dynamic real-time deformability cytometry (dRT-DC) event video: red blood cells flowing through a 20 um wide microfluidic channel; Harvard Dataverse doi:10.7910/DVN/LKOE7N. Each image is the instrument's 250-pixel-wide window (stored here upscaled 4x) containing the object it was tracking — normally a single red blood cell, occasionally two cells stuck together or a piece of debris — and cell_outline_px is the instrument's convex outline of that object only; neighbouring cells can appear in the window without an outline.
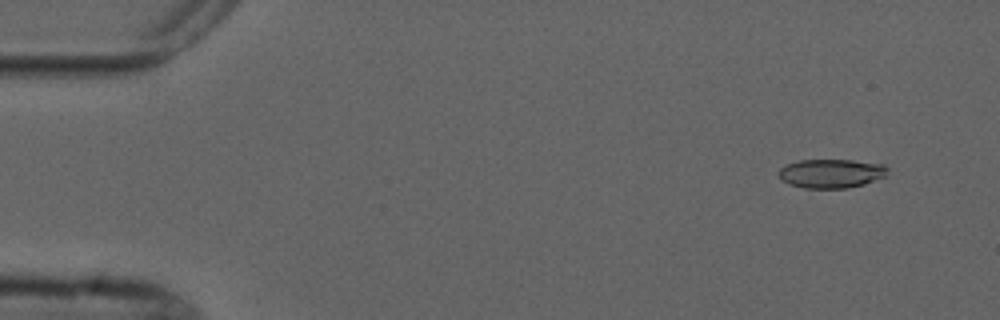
{"species": "common noctule bat (a hibernating species)", "species_latin": "Nyctalus noctula", "temperature_condition": "cold", "stored_images_in_passage": 7, "camera_frame_rate_fps": 3000, "um_per_image_px": 0.085, "animal": {"sex": "male", "forearm_length_mm": 52.5}, "frame": {"image": 1, "passage_image": 1, "time_ms": 0.0, "image_size_px": [1000, 320], "cell_outline_px": [[888, 168], [884, 176], [864, 184], [848, 188], [804, 188], [788, 184], [780, 180], [780, 168], [788, 164], [800, 160], [852, 160], [884, 164]], "centroid_in_image_um": [70.64, 14.74], "position_along_channel_um": 14.4, "area_um2": 18.26}}
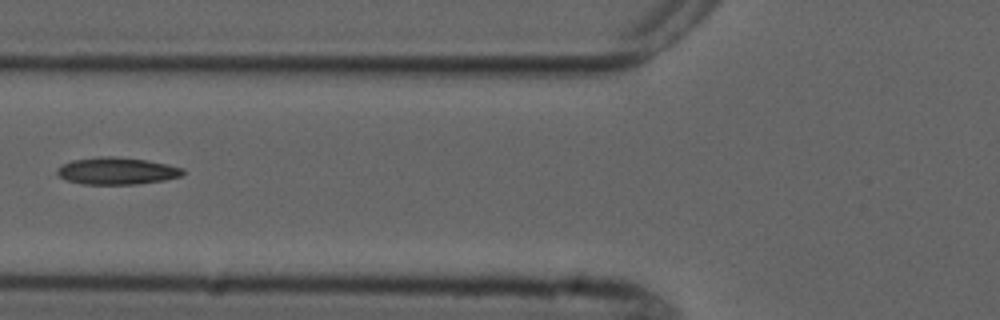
{"frame": {"image": 2, "passage_image": 6, "time_ms": 5.667, "image_size_px": [1000, 320], "cell_outline_px": [[184, 176], [164, 180], [136, 184], [84, 184], [64, 180], [56, 172], [56, 168], [60, 164], [72, 160], [100, 156], [116, 156], [148, 160], [168, 164], [184, 168]], "centroid_in_image_um": [9.93, 14.52], "position_along_channel_um": 115.9, "area_um2": 20.17}}
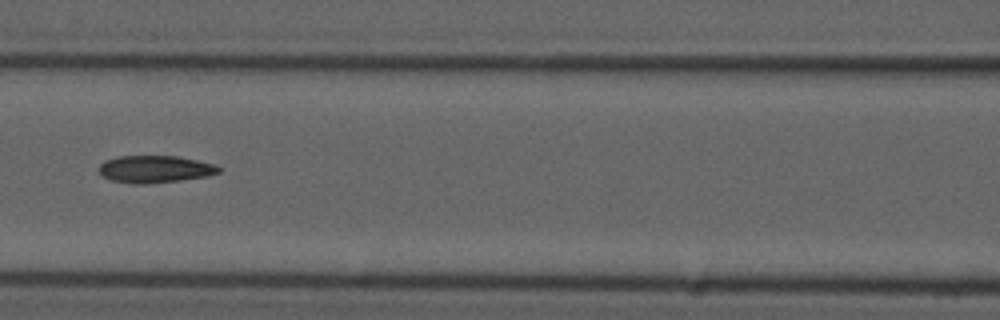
{"frame": {"image": 3, "passage_image": 7, "time_ms": 6.667, "image_size_px": [1000, 320], "cell_outline_px": [[220, 172], [208, 176], [180, 180], [144, 184], [132, 184], [112, 180], [104, 176], [100, 172], [100, 164], [104, 160], [116, 156], [180, 156], [216, 164], [220, 168]], "centroid_in_image_um": [13.19, 14.36], "position_along_channel_um": 153.4, "area_um2": 19.07}}